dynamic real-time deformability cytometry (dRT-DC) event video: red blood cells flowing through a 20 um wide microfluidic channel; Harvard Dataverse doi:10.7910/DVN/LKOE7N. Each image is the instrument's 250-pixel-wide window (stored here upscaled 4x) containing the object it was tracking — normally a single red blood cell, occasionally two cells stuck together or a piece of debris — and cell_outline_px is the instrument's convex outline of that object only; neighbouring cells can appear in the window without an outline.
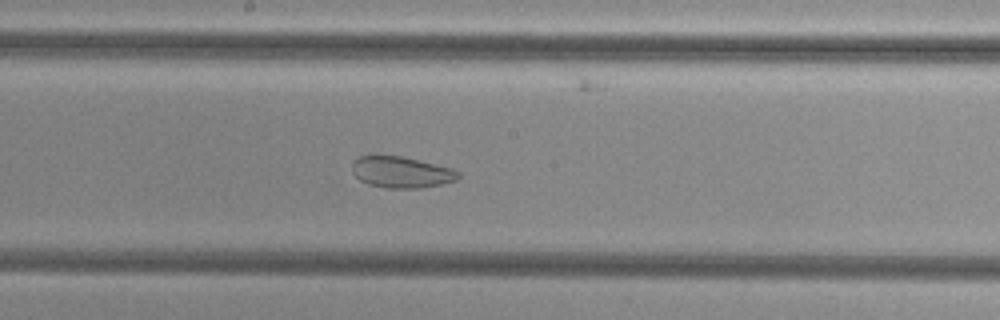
{"species": "common noctule bat (a hibernating species)", "species_latin": "Nyctalus noctula", "temperature_condition": "cold", "stored_images_in_passage": 52, "camera_frame_rate_fps": 3000, "um_per_image_px": 0.085, "animal": {"sex": "female", "body_mass_g": 29.2, "forearm_length_mm": 56.3}, "frame": {"image": 1, "passage_image": 26, "time_ms": 8.333, "image_size_px": [1000, 320], "cell_outline_px": [[460, 176], [456, 180], [440, 184], [420, 188], [388, 188], [368, 184], [360, 180], [352, 172], [352, 164], [360, 156], [372, 152], [400, 156], [452, 168], [460, 172]], "centroid_in_image_um": [34.06, 14.6], "position_along_channel_um": 214.1, "area_um2": 19.65}}
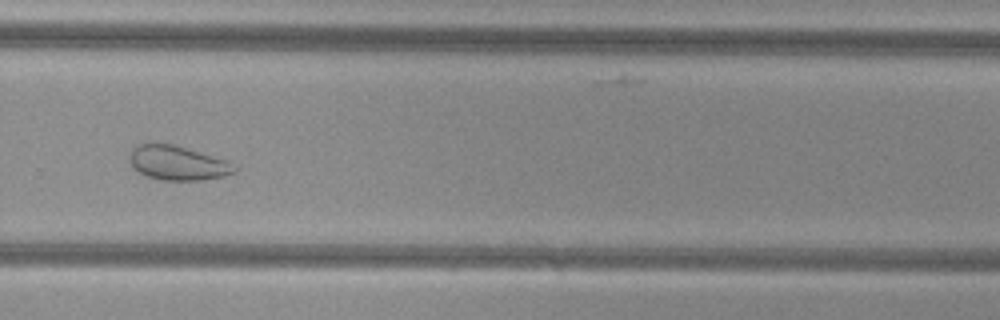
{"frame": {"image": 2, "passage_image": 34, "time_ms": 11.0, "image_size_px": [1000, 320], "cell_outline_px": [[236, 172], [224, 176], [200, 180], [164, 180], [144, 176], [132, 168], [128, 160], [128, 156], [132, 148], [136, 144], [152, 140], [172, 144], [224, 160], [236, 168]], "centroid_in_image_um": [14.95, 13.82], "position_along_channel_um": 314.9, "area_um2": 21.27}}
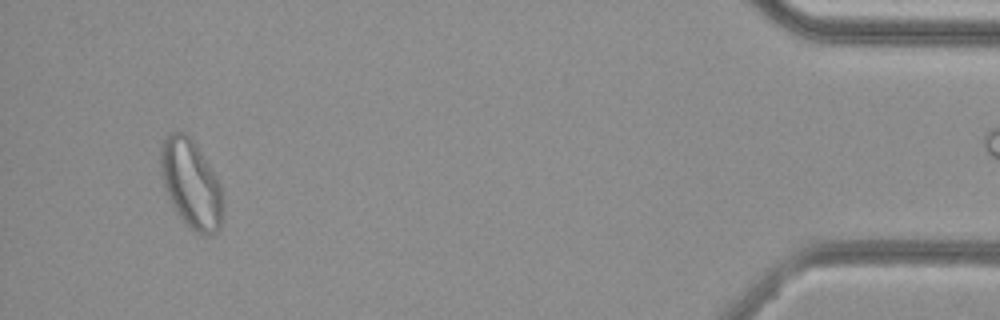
{"frame": {"image": 3, "passage_image": 48, "time_ms": 15.667, "image_size_px": [1000, 320], "cell_outline_px": [[224, 204], [220, 228], [216, 232], [208, 236], [204, 236], [196, 232], [176, 212], [164, 188], [160, 172], [160, 148], [164, 140], [172, 132], [184, 132], [196, 144], [216, 176], [220, 184]], "centroid_in_image_um": [16.25, 15.64], "position_along_channel_um": 419.0, "area_um2": 32.02}}